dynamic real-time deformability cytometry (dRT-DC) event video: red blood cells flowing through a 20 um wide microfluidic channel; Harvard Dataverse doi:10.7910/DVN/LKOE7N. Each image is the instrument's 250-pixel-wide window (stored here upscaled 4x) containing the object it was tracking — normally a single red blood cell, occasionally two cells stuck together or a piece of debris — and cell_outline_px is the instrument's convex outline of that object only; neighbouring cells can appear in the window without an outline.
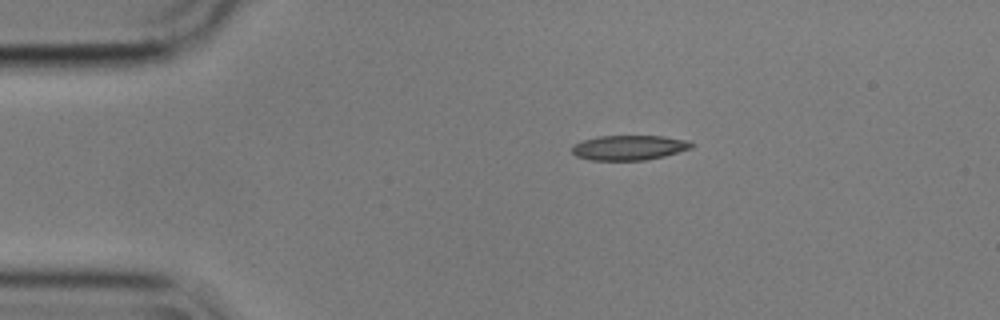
{"species": "common noctule bat (a hibernating species)", "species_latin": "Nyctalus noctula", "temperature_condition": "cold", "stored_images_in_passage": 46, "camera_frame_rate_fps": 3000, "um_per_image_px": 0.085, "animal": {"sex": "male", "body_mass_g": 17.9}, "frame": {"image": 1, "passage_image": 1, "time_ms": 0.0, "image_size_px": [1000, 320], "cell_outline_px": [[696, 144], [692, 148], [664, 156], [644, 160], [592, 160], [576, 156], [572, 152], [572, 148], [576, 144], [584, 140], [600, 136], [664, 136], [688, 140]], "centroid_in_image_um": [53.53, 12.54], "position_along_channel_um": 31.5, "area_um2": 17.22}}
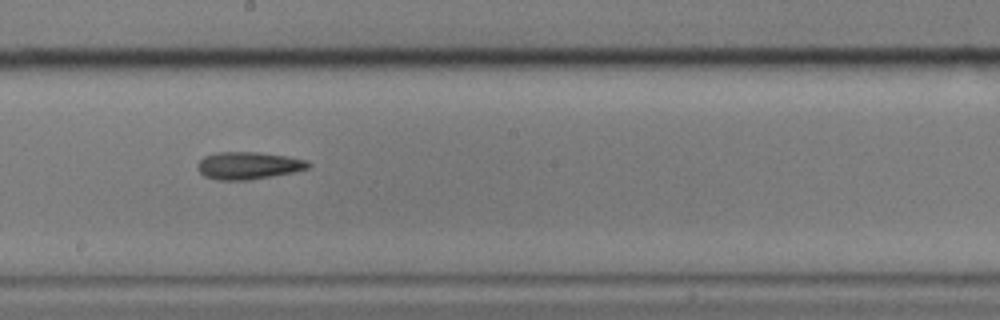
{"frame": {"image": 2, "passage_image": 21, "time_ms": 6.667, "image_size_px": [1000, 320], "cell_outline_px": [[312, 164], [308, 168], [296, 172], [248, 180], [216, 180], [204, 176], [196, 168], [196, 164], [204, 156], [216, 152], [256, 152], [288, 156], [308, 160]], "centroid_in_image_um": [21.11, 14.07], "position_along_channel_um": 227.1, "area_um2": 17.92}}
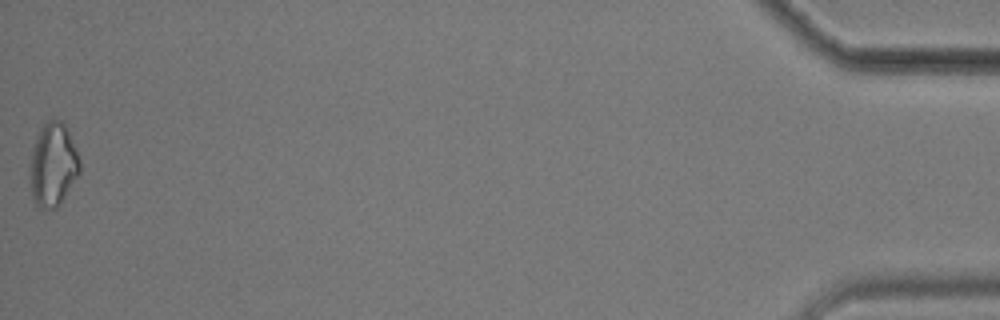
{"frame": {"image": 3, "passage_image": 46, "time_ms": 15.0, "image_size_px": [1000, 320], "cell_outline_px": [[80, 172], [56, 208], [40, 208], [32, 200], [28, 180], [32, 148], [36, 136], [40, 128], [48, 120], [60, 120], [64, 124], [76, 148], [80, 160]], "centroid_in_image_um": [4.47, 14.01], "position_along_channel_um": 430.7, "area_um2": 24.28}, "authors_computed_cell_mechanics": {"area_um2": 17.7446, "velocity_mm_per_s": 3.5884, "shape_relaxation_time_tau1_ms": 7.092, "shape_relaxation_time_tau2_ms": 4.7903, "deformation_change_tau1": 0.1616, "deformation_change_tau2": 0.1378}}